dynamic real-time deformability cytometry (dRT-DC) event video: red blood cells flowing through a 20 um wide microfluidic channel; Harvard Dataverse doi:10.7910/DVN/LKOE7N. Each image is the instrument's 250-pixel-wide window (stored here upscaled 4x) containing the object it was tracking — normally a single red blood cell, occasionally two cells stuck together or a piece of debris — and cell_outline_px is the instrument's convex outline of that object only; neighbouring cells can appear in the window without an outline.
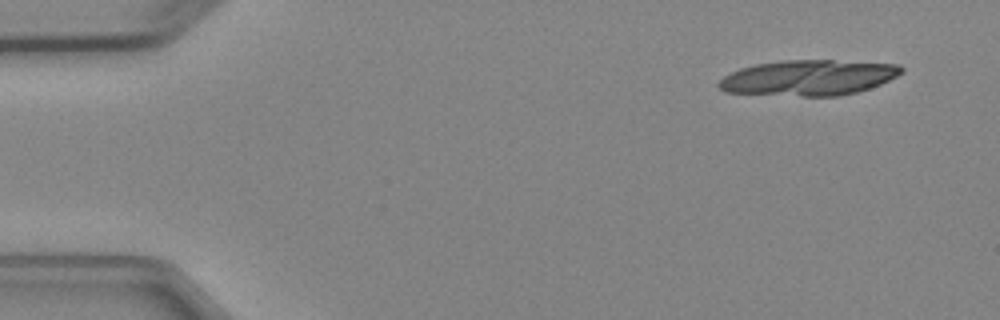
{"species": "Egyptian fruit bat (a non-hibernating species)", "species_latin": "Rousettus aegyptiacus", "temperature_condition": "cold", "stored_images_in_passage": 7, "segment_of_instrument_passage": [1, 2], "camera_frame_rate_fps": 3000, "um_per_image_px": 0.085, "animal": {"sex": "female"}, "frame": {"image": 1, "passage_image": 1, "time_ms": 0.0, "image_size_px": [1000, 320], "cell_outline_px": [[904, 72], [880, 84], [856, 92], [840, 96], [800, 96], [724, 92], [716, 84], [724, 76], [740, 68], [756, 64], [780, 60], [832, 60], [900, 64], [904, 68]], "centroid_in_image_um": [68.73, 6.6], "position_along_channel_um": 16.3, "area_um2": 37.86}}